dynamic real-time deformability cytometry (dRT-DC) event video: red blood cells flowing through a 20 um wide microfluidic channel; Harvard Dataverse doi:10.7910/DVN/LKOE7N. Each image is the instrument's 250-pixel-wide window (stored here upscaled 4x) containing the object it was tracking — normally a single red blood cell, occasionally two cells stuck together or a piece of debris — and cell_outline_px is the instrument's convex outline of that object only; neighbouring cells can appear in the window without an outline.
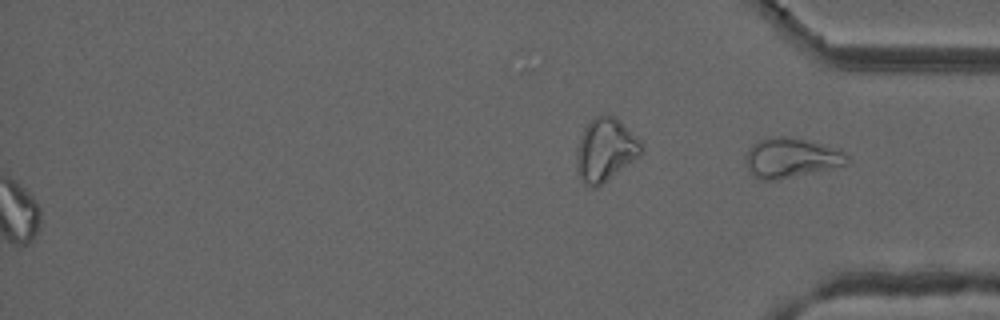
{"species": "common noctule bat (a hibernating species)", "species_latin": "Nyctalus noctula", "temperature_condition": "cold", "stored_images_in_passage": 51, "segment_of_instrument_passage": [2, 2], "camera_frame_rate_fps": 3000, "um_per_image_px": 0.085, "animal": {"sex": "male", "forearm_length_mm": 52.5}, "frame": {"image": 1, "passage_image": 51, "time_ms": 16.667, "image_size_px": [1000, 320], "cell_outline_px": [[848, 164], [816, 172], [776, 180], [760, 180], [748, 168], [744, 156], [748, 148], [752, 144], [760, 140], [780, 136], [784, 136], [804, 140], [840, 148], [848, 156]], "centroid_in_image_um": [67.26, 13.42], "position_along_channel_um": 367.9, "area_um2": 23.41}}